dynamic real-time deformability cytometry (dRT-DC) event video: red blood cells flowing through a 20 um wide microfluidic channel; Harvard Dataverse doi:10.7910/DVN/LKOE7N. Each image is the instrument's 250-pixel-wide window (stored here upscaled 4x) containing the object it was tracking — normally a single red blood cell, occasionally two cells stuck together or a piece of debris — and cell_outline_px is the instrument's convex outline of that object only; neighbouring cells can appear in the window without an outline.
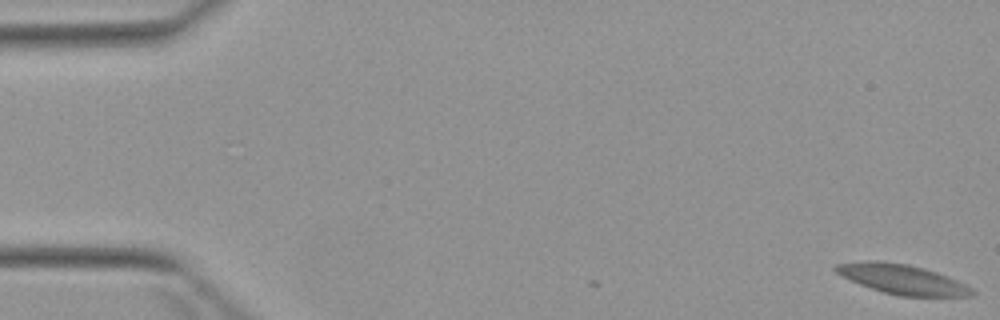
{"species": "Egyptian fruit bat (a non-hibernating species)", "species_latin": "Rousettus aegyptiacus", "temperature_condition": "warm", "stored_images_in_passage": 5, "camera_frame_rate_fps": 3000, "um_per_image_px": 0.085, "animal": {"sex": "female"}, "frame": {"image": 1, "passage_image": 1, "time_ms": 0.0, "image_size_px": [1000, 320], "cell_outline_px": [[976, 292], [972, 296], [900, 296], [884, 292], [860, 284], [836, 272], [832, 268], [836, 264], [864, 260], [880, 260], [908, 264], [924, 268], [948, 276], [972, 288]], "centroid_in_image_um": [76.69, 23.72], "position_along_channel_um": 8.3, "area_um2": 23.47}}